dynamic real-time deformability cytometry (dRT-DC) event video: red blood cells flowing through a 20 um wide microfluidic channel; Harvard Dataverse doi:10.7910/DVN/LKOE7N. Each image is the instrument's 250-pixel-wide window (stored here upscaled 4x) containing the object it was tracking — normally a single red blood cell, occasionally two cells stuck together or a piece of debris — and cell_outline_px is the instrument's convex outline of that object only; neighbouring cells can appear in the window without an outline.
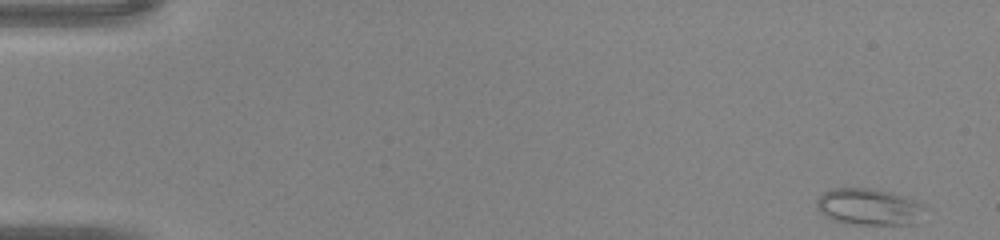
{"species": "common noctule bat (a hibernating species)", "species_latin": "Nyctalus noctula", "temperature_condition": "warm", "stored_images_in_passage": 45, "camera_frame_rate_fps": 3000, "um_per_image_px": 0.085, "animal": {"sex": "male", "body_mass_g": 20.0, "forearm_length_mm": 53.3}, "frame": {"image": 1, "passage_image": 1, "time_ms": 0.0, "image_size_px": [1000, 240], "cell_outline_px": [[928, 208], [916, 224], [844, 224], [832, 220], [824, 216], [820, 212], [816, 204], [816, 200], [824, 192], [832, 188], [872, 188], [892, 192], [908, 196], [924, 204]], "centroid_in_image_um": [73.91, 17.58], "position_along_channel_um": 11.1, "area_um2": 23.7}}
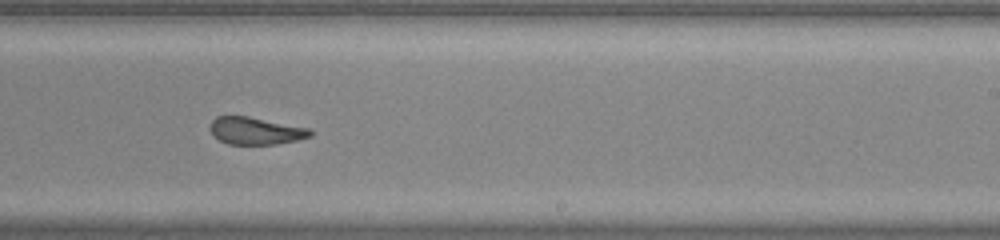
{"frame": {"image": 2, "passage_image": 28, "time_ms": 9.0, "image_size_px": [1000, 240], "cell_outline_px": [[312, 136], [296, 140], [276, 144], [228, 144], [220, 140], [208, 128], [212, 120], [216, 116], [248, 116], [312, 128]], "centroid_in_image_um": [21.75, 11.11], "position_along_channel_um": 267.2, "area_um2": 16.01}}
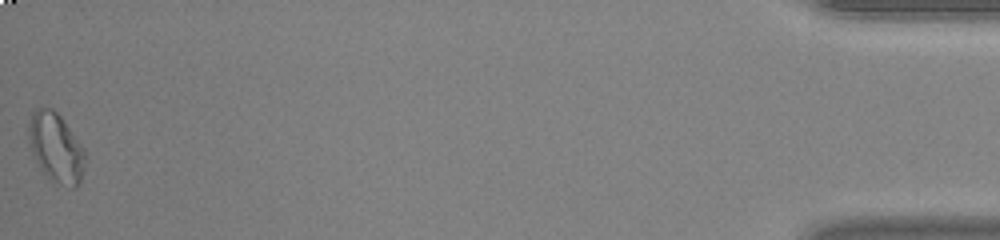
{"frame": {"image": 3, "passage_image": 45, "time_ms": 14.667, "image_size_px": [1000, 240], "cell_outline_px": [[88, 156], [80, 184], [76, 188], [72, 188], [60, 184], [48, 176], [40, 168], [32, 152], [28, 140], [28, 124], [32, 112], [36, 108], [52, 108], [60, 116], [84, 148]], "centroid_in_image_um": [4.79, 12.56], "position_along_channel_um": 430.4, "area_um2": 22.95}}